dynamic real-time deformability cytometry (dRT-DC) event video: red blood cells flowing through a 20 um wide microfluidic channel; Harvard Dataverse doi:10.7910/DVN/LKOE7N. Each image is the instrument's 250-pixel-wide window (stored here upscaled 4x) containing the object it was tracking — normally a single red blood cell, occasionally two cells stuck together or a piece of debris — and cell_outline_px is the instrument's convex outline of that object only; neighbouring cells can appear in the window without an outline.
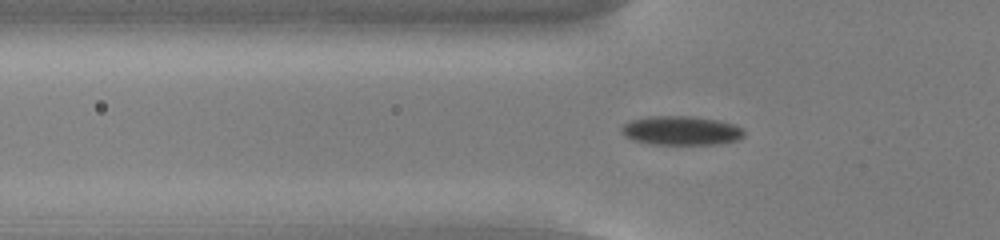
{"species": "common noctule bat (a hibernating species)", "species_latin": "Nyctalus noctula", "temperature_condition": "cold", "stored_images_in_passage": 45, "camera_frame_rate_fps": 3000, "um_per_image_px": 0.085, "animal": {"sex": "male", "body_mass_g": 13.0, "forearm_length_mm": 53.1}, "frame": {"image": 1, "passage_image": 9, "time_ms": 2.667, "image_size_px": [1000, 240], "cell_outline_px": [[744, 136], [740, 140], [716, 144], [648, 144], [632, 140], [624, 136], [620, 132], [620, 128], [624, 124], [632, 120], [652, 116], [692, 116], [716, 120], [736, 124], [744, 128]], "centroid_in_image_um": [57.91, 11.1], "position_along_channel_um": 67.9, "area_um2": 20.98}}
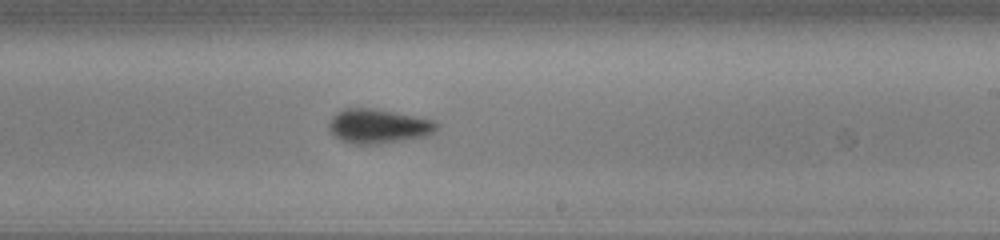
{"frame": {"image": 2, "passage_image": 24, "time_ms": 7.667, "image_size_px": [1000, 240], "cell_outline_px": [[440, 124], [436, 132], [428, 136], [384, 144], [352, 144], [340, 140], [332, 136], [328, 128], [328, 120], [336, 112], [344, 108], [372, 108], [432, 120]], "centroid_in_image_um": [32.12, 10.75], "position_along_channel_um": 256.9, "area_um2": 21.96}}
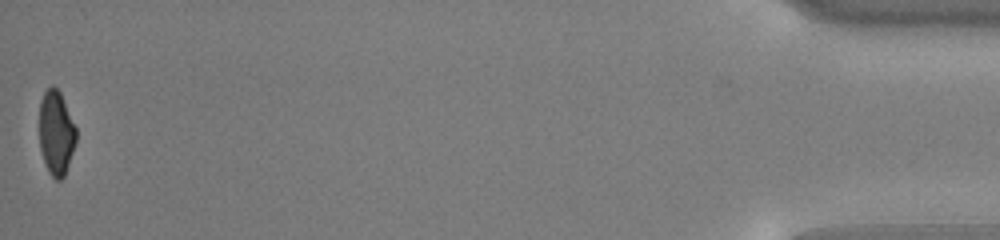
{"frame": {"image": 3, "passage_image": 45, "time_ms": 14.667, "image_size_px": [1000, 240], "cell_outline_px": [[76, 140], [64, 176], [60, 180], [56, 180], [48, 172], [40, 148], [40, 100], [44, 92], [52, 84], [60, 92], [76, 128]], "centroid_in_image_um": [4.76, 11.28], "position_along_channel_um": 430.4, "area_um2": 17.8}, "authors_computed_cell_mechanics": {"area_um2": 20.4612, "velocity_mm_per_s": 3.8025, "shape_relaxation_time_tau1_ms": 2.2368, "shape_relaxation_time_tau2_ms": null, "deformation_change_tau1": 0.1032, "deformation_change_tau2": null}}